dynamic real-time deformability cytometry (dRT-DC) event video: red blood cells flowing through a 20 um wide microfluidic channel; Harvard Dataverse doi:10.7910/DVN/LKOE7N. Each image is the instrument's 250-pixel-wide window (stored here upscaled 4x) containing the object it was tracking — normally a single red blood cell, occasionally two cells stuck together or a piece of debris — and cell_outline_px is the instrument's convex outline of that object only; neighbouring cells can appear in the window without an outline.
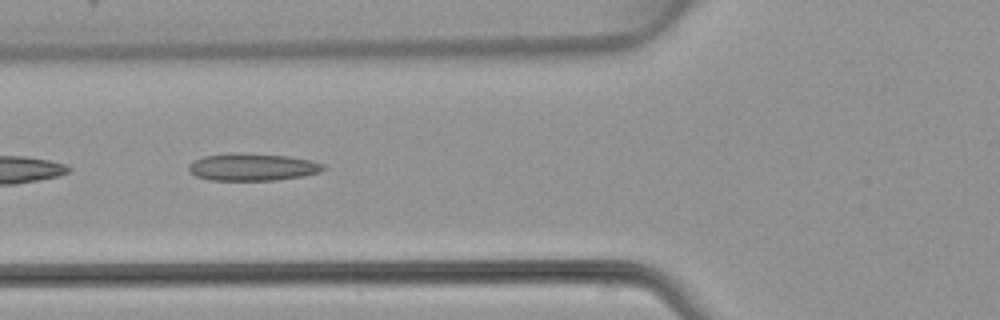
{"species": "common noctule bat (a hibernating species)", "species_latin": "Nyctalus noctula", "temperature_condition": "warm", "stored_images_in_passage": 3, "camera_frame_rate_fps": 3000, "um_per_image_px": 0.085, "animal": {"sex": "female", "body_mass_g": 22.7, "forearm_length_mm": 54.2}, "frame": {"image": 1, "passage_image": 3, "time_ms": 2.333, "image_size_px": [1000, 320], "cell_outline_px": [[328, 168], [320, 172], [304, 176], [276, 180], [208, 180], [196, 176], [188, 168], [188, 164], [192, 160], [204, 156], [232, 152], [288, 156], [312, 160], [324, 164]], "centroid_in_image_um": [21.48, 14.19], "position_along_channel_um": 104.3, "area_um2": 21.68}}